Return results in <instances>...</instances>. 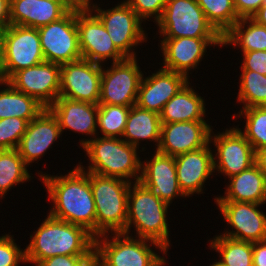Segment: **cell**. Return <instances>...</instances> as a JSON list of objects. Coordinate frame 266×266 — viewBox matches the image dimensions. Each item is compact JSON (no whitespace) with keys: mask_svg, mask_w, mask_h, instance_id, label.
<instances>
[{"mask_svg":"<svg viewBox=\"0 0 266 266\" xmlns=\"http://www.w3.org/2000/svg\"><path fill=\"white\" fill-rule=\"evenodd\" d=\"M80 163L66 175L38 174L53 202L49 215L86 228L96 238V206L88 172Z\"/></svg>","mask_w":266,"mask_h":266,"instance_id":"obj_1","label":"cell"},{"mask_svg":"<svg viewBox=\"0 0 266 266\" xmlns=\"http://www.w3.org/2000/svg\"><path fill=\"white\" fill-rule=\"evenodd\" d=\"M26 246L27 263L37 266L57 255H94L95 237L83 226L56 219L48 214Z\"/></svg>","mask_w":266,"mask_h":266,"instance_id":"obj_2","label":"cell"},{"mask_svg":"<svg viewBox=\"0 0 266 266\" xmlns=\"http://www.w3.org/2000/svg\"><path fill=\"white\" fill-rule=\"evenodd\" d=\"M168 205L140 182L130 184L128 192L127 221L124 234L129 235L131 225L137 238L159 243L166 251L170 247L167 221Z\"/></svg>","mask_w":266,"mask_h":266,"instance_id":"obj_3","label":"cell"},{"mask_svg":"<svg viewBox=\"0 0 266 266\" xmlns=\"http://www.w3.org/2000/svg\"><path fill=\"white\" fill-rule=\"evenodd\" d=\"M89 158L87 172L104 177H117L130 183L139 182L141 160L137 147L122 138L95 137L83 147ZM139 174V175H138Z\"/></svg>","mask_w":266,"mask_h":266,"instance_id":"obj_4","label":"cell"},{"mask_svg":"<svg viewBox=\"0 0 266 266\" xmlns=\"http://www.w3.org/2000/svg\"><path fill=\"white\" fill-rule=\"evenodd\" d=\"M96 206V237L124 233L130 182L88 172Z\"/></svg>","mask_w":266,"mask_h":266,"instance_id":"obj_5","label":"cell"},{"mask_svg":"<svg viewBox=\"0 0 266 266\" xmlns=\"http://www.w3.org/2000/svg\"><path fill=\"white\" fill-rule=\"evenodd\" d=\"M111 235L114 236L110 240L106 234L95 238L94 259L102 266H157L165 257L157 255L151 249L152 244L163 251V255L167 253L159 243L148 239L124 233Z\"/></svg>","mask_w":266,"mask_h":266,"instance_id":"obj_6","label":"cell"},{"mask_svg":"<svg viewBox=\"0 0 266 266\" xmlns=\"http://www.w3.org/2000/svg\"><path fill=\"white\" fill-rule=\"evenodd\" d=\"M163 38H223L207 20L196 0H167L156 23Z\"/></svg>","mask_w":266,"mask_h":266,"instance_id":"obj_7","label":"cell"},{"mask_svg":"<svg viewBox=\"0 0 266 266\" xmlns=\"http://www.w3.org/2000/svg\"><path fill=\"white\" fill-rule=\"evenodd\" d=\"M45 61L38 28L8 25L3 38L0 73L7 81L15 72Z\"/></svg>","mask_w":266,"mask_h":266,"instance_id":"obj_8","label":"cell"},{"mask_svg":"<svg viewBox=\"0 0 266 266\" xmlns=\"http://www.w3.org/2000/svg\"><path fill=\"white\" fill-rule=\"evenodd\" d=\"M94 4L89 9L100 19L115 47L126 58L136 57L133 48L147 41V35L141 27L143 21L126 1L108 10Z\"/></svg>","mask_w":266,"mask_h":266,"instance_id":"obj_9","label":"cell"},{"mask_svg":"<svg viewBox=\"0 0 266 266\" xmlns=\"http://www.w3.org/2000/svg\"><path fill=\"white\" fill-rule=\"evenodd\" d=\"M137 58H126L102 68L100 100L98 104L132 107L136 104L139 85L144 75ZM109 68V69H108Z\"/></svg>","mask_w":266,"mask_h":266,"instance_id":"obj_10","label":"cell"},{"mask_svg":"<svg viewBox=\"0 0 266 266\" xmlns=\"http://www.w3.org/2000/svg\"><path fill=\"white\" fill-rule=\"evenodd\" d=\"M45 61L59 65L82 58L79 49L76 8L61 19L38 28Z\"/></svg>","mask_w":266,"mask_h":266,"instance_id":"obj_11","label":"cell"},{"mask_svg":"<svg viewBox=\"0 0 266 266\" xmlns=\"http://www.w3.org/2000/svg\"><path fill=\"white\" fill-rule=\"evenodd\" d=\"M79 49L83 59L102 64L106 59L119 62L126 57L115 47L100 19L89 8L76 7Z\"/></svg>","mask_w":266,"mask_h":266,"instance_id":"obj_12","label":"cell"},{"mask_svg":"<svg viewBox=\"0 0 266 266\" xmlns=\"http://www.w3.org/2000/svg\"><path fill=\"white\" fill-rule=\"evenodd\" d=\"M102 66L83 58L62 64L59 97L98 104Z\"/></svg>","mask_w":266,"mask_h":266,"instance_id":"obj_13","label":"cell"},{"mask_svg":"<svg viewBox=\"0 0 266 266\" xmlns=\"http://www.w3.org/2000/svg\"><path fill=\"white\" fill-rule=\"evenodd\" d=\"M60 77L61 65L44 61L15 72L7 83L49 108L59 97Z\"/></svg>","mask_w":266,"mask_h":266,"instance_id":"obj_14","label":"cell"},{"mask_svg":"<svg viewBox=\"0 0 266 266\" xmlns=\"http://www.w3.org/2000/svg\"><path fill=\"white\" fill-rule=\"evenodd\" d=\"M211 142L217 151L213 154L214 172L230 178L255 164V150L237 128H226L225 132L210 135Z\"/></svg>","mask_w":266,"mask_h":266,"instance_id":"obj_15","label":"cell"},{"mask_svg":"<svg viewBox=\"0 0 266 266\" xmlns=\"http://www.w3.org/2000/svg\"><path fill=\"white\" fill-rule=\"evenodd\" d=\"M223 218L234 230L222 235L247 242L266 240V215L252 202L215 201Z\"/></svg>","mask_w":266,"mask_h":266,"instance_id":"obj_16","label":"cell"},{"mask_svg":"<svg viewBox=\"0 0 266 266\" xmlns=\"http://www.w3.org/2000/svg\"><path fill=\"white\" fill-rule=\"evenodd\" d=\"M207 121L162 123L158 152L177 156L210 144L213 133Z\"/></svg>","mask_w":266,"mask_h":266,"instance_id":"obj_17","label":"cell"},{"mask_svg":"<svg viewBox=\"0 0 266 266\" xmlns=\"http://www.w3.org/2000/svg\"><path fill=\"white\" fill-rule=\"evenodd\" d=\"M223 46V38H162L163 68L189 77L205 55L207 46Z\"/></svg>","mask_w":266,"mask_h":266,"instance_id":"obj_18","label":"cell"},{"mask_svg":"<svg viewBox=\"0 0 266 266\" xmlns=\"http://www.w3.org/2000/svg\"><path fill=\"white\" fill-rule=\"evenodd\" d=\"M139 182L168 205L172 203L173 198L186 197L178 184L174 156L160 153L157 150L150 160L141 162Z\"/></svg>","mask_w":266,"mask_h":266,"instance_id":"obj_19","label":"cell"},{"mask_svg":"<svg viewBox=\"0 0 266 266\" xmlns=\"http://www.w3.org/2000/svg\"><path fill=\"white\" fill-rule=\"evenodd\" d=\"M189 81L184 74L164 68L148 77L142 76L137 94L138 107L161 113L164 105Z\"/></svg>","mask_w":266,"mask_h":266,"instance_id":"obj_20","label":"cell"},{"mask_svg":"<svg viewBox=\"0 0 266 266\" xmlns=\"http://www.w3.org/2000/svg\"><path fill=\"white\" fill-rule=\"evenodd\" d=\"M62 134L57 118L45 108L32 119L17 147L27 166L41 158Z\"/></svg>","mask_w":266,"mask_h":266,"instance_id":"obj_21","label":"cell"},{"mask_svg":"<svg viewBox=\"0 0 266 266\" xmlns=\"http://www.w3.org/2000/svg\"><path fill=\"white\" fill-rule=\"evenodd\" d=\"M209 146L174 157L178 184L186 197L204 193L203 185L214 172L213 153Z\"/></svg>","mask_w":266,"mask_h":266,"instance_id":"obj_22","label":"cell"},{"mask_svg":"<svg viewBox=\"0 0 266 266\" xmlns=\"http://www.w3.org/2000/svg\"><path fill=\"white\" fill-rule=\"evenodd\" d=\"M48 109L57 118L61 132L70 129L77 133L93 135L90 139L81 140V147L98 135V104L58 97Z\"/></svg>","mask_w":266,"mask_h":266,"instance_id":"obj_23","label":"cell"},{"mask_svg":"<svg viewBox=\"0 0 266 266\" xmlns=\"http://www.w3.org/2000/svg\"><path fill=\"white\" fill-rule=\"evenodd\" d=\"M75 8L71 2L10 0L9 25L39 28L61 19Z\"/></svg>","mask_w":266,"mask_h":266,"instance_id":"obj_24","label":"cell"},{"mask_svg":"<svg viewBox=\"0 0 266 266\" xmlns=\"http://www.w3.org/2000/svg\"><path fill=\"white\" fill-rule=\"evenodd\" d=\"M230 184L225 189V196H218L215 201L252 202L265 204L266 177L254 164L249 169L229 178Z\"/></svg>","mask_w":266,"mask_h":266,"instance_id":"obj_25","label":"cell"},{"mask_svg":"<svg viewBox=\"0 0 266 266\" xmlns=\"http://www.w3.org/2000/svg\"><path fill=\"white\" fill-rule=\"evenodd\" d=\"M188 81L163 107L161 123L205 121V101Z\"/></svg>","mask_w":266,"mask_h":266,"instance_id":"obj_26","label":"cell"},{"mask_svg":"<svg viewBox=\"0 0 266 266\" xmlns=\"http://www.w3.org/2000/svg\"><path fill=\"white\" fill-rule=\"evenodd\" d=\"M160 114L133 105L128 113L125 130L122 135L124 141L139 149V141L150 140L156 142L158 148L161 137Z\"/></svg>","mask_w":266,"mask_h":266,"instance_id":"obj_27","label":"cell"},{"mask_svg":"<svg viewBox=\"0 0 266 266\" xmlns=\"http://www.w3.org/2000/svg\"><path fill=\"white\" fill-rule=\"evenodd\" d=\"M3 85L6 88L0 90V120L17 117L30 122L45 109L35 98L14 89L7 81Z\"/></svg>","mask_w":266,"mask_h":266,"instance_id":"obj_28","label":"cell"},{"mask_svg":"<svg viewBox=\"0 0 266 266\" xmlns=\"http://www.w3.org/2000/svg\"><path fill=\"white\" fill-rule=\"evenodd\" d=\"M227 44L240 47L243 53L266 51V26L252 18H240L223 36V46Z\"/></svg>","mask_w":266,"mask_h":266,"instance_id":"obj_29","label":"cell"},{"mask_svg":"<svg viewBox=\"0 0 266 266\" xmlns=\"http://www.w3.org/2000/svg\"><path fill=\"white\" fill-rule=\"evenodd\" d=\"M210 248L220 254L221 266H253V243L218 235L210 241Z\"/></svg>","mask_w":266,"mask_h":266,"instance_id":"obj_30","label":"cell"},{"mask_svg":"<svg viewBox=\"0 0 266 266\" xmlns=\"http://www.w3.org/2000/svg\"><path fill=\"white\" fill-rule=\"evenodd\" d=\"M31 179L23 158L17 149L0 150V197L3 198L7 191ZM4 195V196H3Z\"/></svg>","mask_w":266,"mask_h":266,"instance_id":"obj_31","label":"cell"},{"mask_svg":"<svg viewBox=\"0 0 266 266\" xmlns=\"http://www.w3.org/2000/svg\"><path fill=\"white\" fill-rule=\"evenodd\" d=\"M207 20L224 36L240 19L235 11L234 0H196Z\"/></svg>","mask_w":266,"mask_h":266,"instance_id":"obj_32","label":"cell"},{"mask_svg":"<svg viewBox=\"0 0 266 266\" xmlns=\"http://www.w3.org/2000/svg\"><path fill=\"white\" fill-rule=\"evenodd\" d=\"M237 101L243 108L266 106V75L250 70H241Z\"/></svg>","mask_w":266,"mask_h":266,"instance_id":"obj_33","label":"cell"},{"mask_svg":"<svg viewBox=\"0 0 266 266\" xmlns=\"http://www.w3.org/2000/svg\"><path fill=\"white\" fill-rule=\"evenodd\" d=\"M131 107L98 104L97 127L103 137L122 138Z\"/></svg>","mask_w":266,"mask_h":266,"instance_id":"obj_34","label":"cell"},{"mask_svg":"<svg viewBox=\"0 0 266 266\" xmlns=\"http://www.w3.org/2000/svg\"><path fill=\"white\" fill-rule=\"evenodd\" d=\"M244 115L246 125L240 133L250 142L254 150L266 147V106L242 108L239 117Z\"/></svg>","mask_w":266,"mask_h":266,"instance_id":"obj_35","label":"cell"},{"mask_svg":"<svg viewBox=\"0 0 266 266\" xmlns=\"http://www.w3.org/2000/svg\"><path fill=\"white\" fill-rule=\"evenodd\" d=\"M29 122L22 118L11 117L0 120V150L17 149Z\"/></svg>","mask_w":266,"mask_h":266,"instance_id":"obj_36","label":"cell"},{"mask_svg":"<svg viewBox=\"0 0 266 266\" xmlns=\"http://www.w3.org/2000/svg\"><path fill=\"white\" fill-rule=\"evenodd\" d=\"M9 234L0 236V266H18L20 262L26 263L25 250L14 242Z\"/></svg>","mask_w":266,"mask_h":266,"instance_id":"obj_37","label":"cell"},{"mask_svg":"<svg viewBox=\"0 0 266 266\" xmlns=\"http://www.w3.org/2000/svg\"><path fill=\"white\" fill-rule=\"evenodd\" d=\"M129 6L135 11L139 18L144 21L147 18L155 17L154 21L157 23L166 6L167 0H125Z\"/></svg>","mask_w":266,"mask_h":266,"instance_id":"obj_38","label":"cell"},{"mask_svg":"<svg viewBox=\"0 0 266 266\" xmlns=\"http://www.w3.org/2000/svg\"><path fill=\"white\" fill-rule=\"evenodd\" d=\"M94 255H57L44 259L37 266H87Z\"/></svg>","mask_w":266,"mask_h":266,"instance_id":"obj_39","label":"cell"},{"mask_svg":"<svg viewBox=\"0 0 266 266\" xmlns=\"http://www.w3.org/2000/svg\"><path fill=\"white\" fill-rule=\"evenodd\" d=\"M242 70L255 71L257 73L266 75V51H251L244 52Z\"/></svg>","mask_w":266,"mask_h":266,"instance_id":"obj_40","label":"cell"},{"mask_svg":"<svg viewBox=\"0 0 266 266\" xmlns=\"http://www.w3.org/2000/svg\"><path fill=\"white\" fill-rule=\"evenodd\" d=\"M263 3L264 0H234L235 11L239 18H251Z\"/></svg>","mask_w":266,"mask_h":266,"instance_id":"obj_41","label":"cell"},{"mask_svg":"<svg viewBox=\"0 0 266 266\" xmlns=\"http://www.w3.org/2000/svg\"><path fill=\"white\" fill-rule=\"evenodd\" d=\"M253 266H266V240L253 242Z\"/></svg>","mask_w":266,"mask_h":266,"instance_id":"obj_42","label":"cell"},{"mask_svg":"<svg viewBox=\"0 0 266 266\" xmlns=\"http://www.w3.org/2000/svg\"><path fill=\"white\" fill-rule=\"evenodd\" d=\"M10 0H0V27L9 25Z\"/></svg>","mask_w":266,"mask_h":266,"instance_id":"obj_43","label":"cell"},{"mask_svg":"<svg viewBox=\"0 0 266 266\" xmlns=\"http://www.w3.org/2000/svg\"><path fill=\"white\" fill-rule=\"evenodd\" d=\"M255 165L266 177V147L255 150Z\"/></svg>","mask_w":266,"mask_h":266,"instance_id":"obj_44","label":"cell"},{"mask_svg":"<svg viewBox=\"0 0 266 266\" xmlns=\"http://www.w3.org/2000/svg\"><path fill=\"white\" fill-rule=\"evenodd\" d=\"M251 18L258 24L266 26V4H263Z\"/></svg>","mask_w":266,"mask_h":266,"instance_id":"obj_45","label":"cell"},{"mask_svg":"<svg viewBox=\"0 0 266 266\" xmlns=\"http://www.w3.org/2000/svg\"><path fill=\"white\" fill-rule=\"evenodd\" d=\"M75 7L89 8L92 5L91 0H69Z\"/></svg>","mask_w":266,"mask_h":266,"instance_id":"obj_46","label":"cell"},{"mask_svg":"<svg viewBox=\"0 0 266 266\" xmlns=\"http://www.w3.org/2000/svg\"><path fill=\"white\" fill-rule=\"evenodd\" d=\"M5 29L6 27H0V65L3 55V38H4Z\"/></svg>","mask_w":266,"mask_h":266,"instance_id":"obj_47","label":"cell"},{"mask_svg":"<svg viewBox=\"0 0 266 266\" xmlns=\"http://www.w3.org/2000/svg\"><path fill=\"white\" fill-rule=\"evenodd\" d=\"M87 266H102L98 261L93 259Z\"/></svg>","mask_w":266,"mask_h":266,"instance_id":"obj_48","label":"cell"},{"mask_svg":"<svg viewBox=\"0 0 266 266\" xmlns=\"http://www.w3.org/2000/svg\"><path fill=\"white\" fill-rule=\"evenodd\" d=\"M165 264H167V261L164 258L157 266H165Z\"/></svg>","mask_w":266,"mask_h":266,"instance_id":"obj_49","label":"cell"},{"mask_svg":"<svg viewBox=\"0 0 266 266\" xmlns=\"http://www.w3.org/2000/svg\"><path fill=\"white\" fill-rule=\"evenodd\" d=\"M49 1H52V2H70L69 0H49Z\"/></svg>","mask_w":266,"mask_h":266,"instance_id":"obj_50","label":"cell"},{"mask_svg":"<svg viewBox=\"0 0 266 266\" xmlns=\"http://www.w3.org/2000/svg\"><path fill=\"white\" fill-rule=\"evenodd\" d=\"M210 266H221L220 264H218L217 262H214L212 265Z\"/></svg>","mask_w":266,"mask_h":266,"instance_id":"obj_51","label":"cell"},{"mask_svg":"<svg viewBox=\"0 0 266 266\" xmlns=\"http://www.w3.org/2000/svg\"><path fill=\"white\" fill-rule=\"evenodd\" d=\"M2 84H3V79H2L1 73H0V85H2Z\"/></svg>","mask_w":266,"mask_h":266,"instance_id":"obj_52","label":"cell"}]
</instances>
